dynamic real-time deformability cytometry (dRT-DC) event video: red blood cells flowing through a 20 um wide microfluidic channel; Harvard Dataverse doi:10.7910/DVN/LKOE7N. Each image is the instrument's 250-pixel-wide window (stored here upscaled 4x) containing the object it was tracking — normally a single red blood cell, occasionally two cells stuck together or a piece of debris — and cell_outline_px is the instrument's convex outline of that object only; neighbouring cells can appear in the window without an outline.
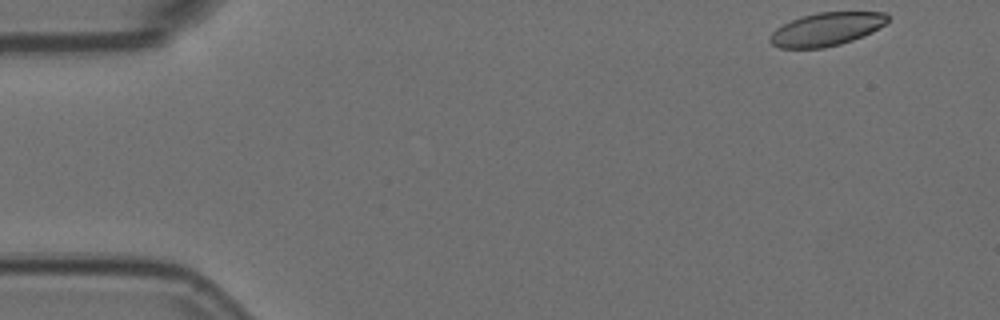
{"species": "Egyptian fruit bat (a non-hibernating species)", "species_latin": "Rousettus aegyptiacus", "temperature_condition": "room temperature", "stored_images_in_passage": 4, "camera_frame_rate_fps": 3000, "um_per_image_px": 0.085, "animal": {"sex": "female"}, "frame": {"image": 1, "passage_image": 1, "time_ms": 0.0, "image_size_px": [1000, 320], "cell_outline_px": [[892, 16], [884, 24], [872, 32], [852, 40], [840, 44], [824, 48], [780, 48], [772, 44], [768, 40], [768, 36], [776, 28], [792, 20], [816, 12], [884, 12]], "centroid_in_image_um": [70.24, 2.48], "position_along_channel_um": 14.8, "area_um2": 22.77}}
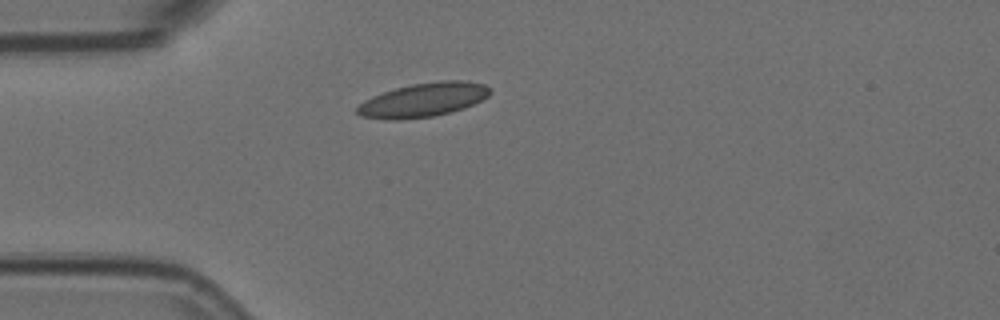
{"frame": {"image": 2, "passage_image": 4, "time_ms": 1.0, "image_size_px": [1000, 320], "cell_outline_px": [[492, 92], [488, 96], [464, 108], [432, 116], [400, 120], [388, 120], [360, 116], [356, 112], [356, 108], [364, 100], [372, 96], [396, 88], [412, 84], [444, 80], [464, 80], [484, 84], [492, 88]], "centroid_in_image_um": [35.98, 8.49], "position_along_channel_um": 49.0, "area_um2": 26.24}}